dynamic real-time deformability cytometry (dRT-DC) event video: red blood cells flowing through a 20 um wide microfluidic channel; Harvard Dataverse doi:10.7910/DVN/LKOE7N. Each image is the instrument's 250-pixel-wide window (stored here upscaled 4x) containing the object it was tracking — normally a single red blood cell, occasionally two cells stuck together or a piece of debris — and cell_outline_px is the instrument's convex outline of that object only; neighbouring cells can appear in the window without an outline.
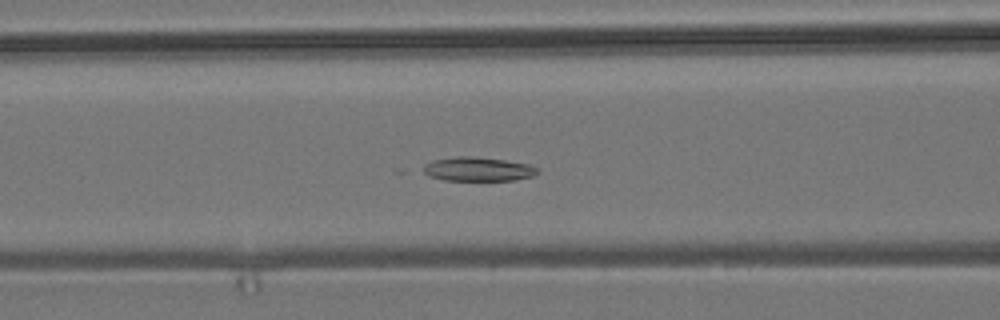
{"species": "common noctule bat (a hibernating species)", "species_latin": "Nyctalus noctula", "temperature_condition": "room temperature", "stored_images_in_passage": 52, "camera_frame_rate_fps": 3000, "um_per_image_px": 0.085, "animal": {"sex": "male", "body_mass_g": 19.2, "forearm_length_mm": 51.8}, "frame": {"image": 1, "passage_image": 20, "time_ms": 6.333, "image_size_px": [1000, 320], "cell_outline_px": [[540, 172], [532, 176], [516, 180], [444, 180], [428, 176], [420, 172], [424, 164], [436, 160], [456, 156], [472, 156], [504, 160], [528, 164], [540, 168]], "centroid_in_image_um": [40.62, 14.38], "position_along_channel_um": 126.0, "area_um2": 16.13}}
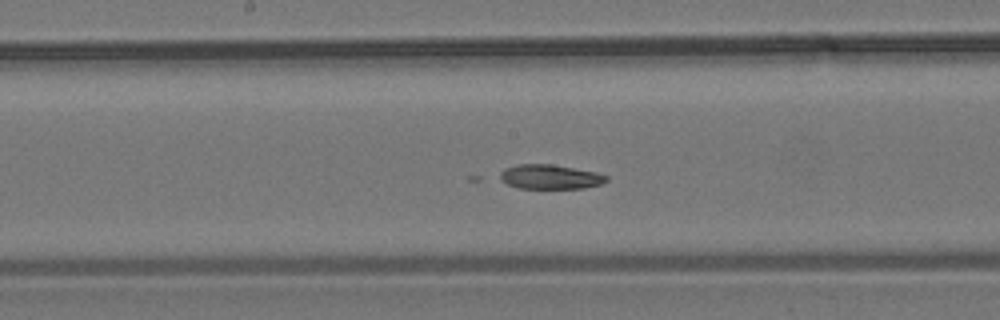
{"frame": {"image": 2, "passage_image": 26, "time_ms": 8.333, "image_size_px": [1000, 320], "cell_outline_px": [[608, 180], [600, 184], [584, 188], [520, 188], [508, 184], [492, 176], [504, 168], [516, 164], [552, 164], [596, 172], [608, 176]], "centroid_in_image_um": [46.66, 15.02], "position_along_channel_um": 201.5, "area_um2": 15.43}}
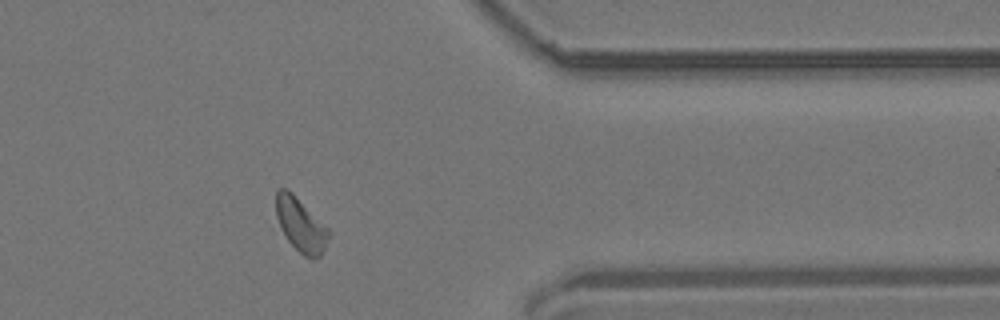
{"frame": {"image": 3, "passage_image": 42, "time_ms": 13.667, "image_size_px": [1000, 320], "cell_outline_px": [[332, 232], [320, 256], [312, 260], [304, 256], [288, 240], [276, 216], [276, 188], [288, 188]], "centroid_in_image_um": [25.57, 19.1], "position_along_channel_um": 385.8, "area_um2": 16.36}}